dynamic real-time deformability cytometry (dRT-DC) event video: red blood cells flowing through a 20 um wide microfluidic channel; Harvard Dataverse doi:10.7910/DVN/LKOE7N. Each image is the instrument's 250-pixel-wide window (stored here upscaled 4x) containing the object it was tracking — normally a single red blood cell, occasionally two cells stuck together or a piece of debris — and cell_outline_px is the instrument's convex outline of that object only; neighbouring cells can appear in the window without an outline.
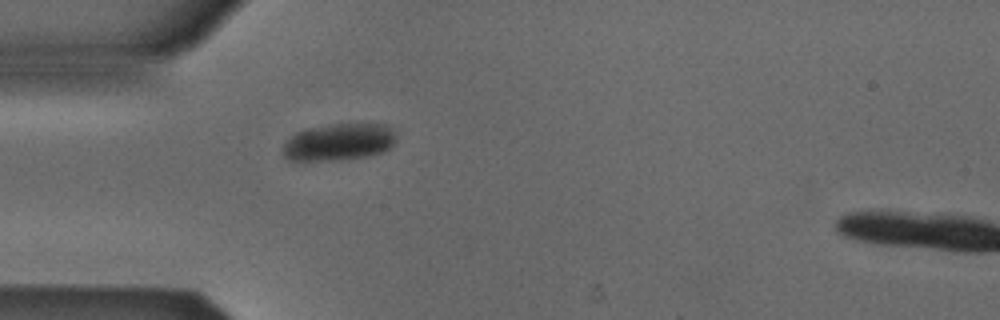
{"species": "Egyptian fruit bat (a non-hibernating species)", "species_latin": "Rousettus aegyptiacus", "temperature_condition": "cold", "stored_images_in_passage": 39, "camera_frame_rate_fps": 3000, "um_per_image_px": 0.085, "animal": {"sex": "male"}, "frame": {"image": 1, "passage_image": 1, "time_ms": 0.0, "image_size_px": [1000, 320], "cell_outline_px": [[396, 140], [388, 148], [380, 152], [368, 156], [336, 160], [292, 160], [284, 152], [284, 144], [292, 136], [308, 128], [328, 124], [388, 124], [396, 132]], "centroid_in_image_um": [28.88, 12.05], "position_along_channel_um": 56.1, "area_um2": 24.04}}
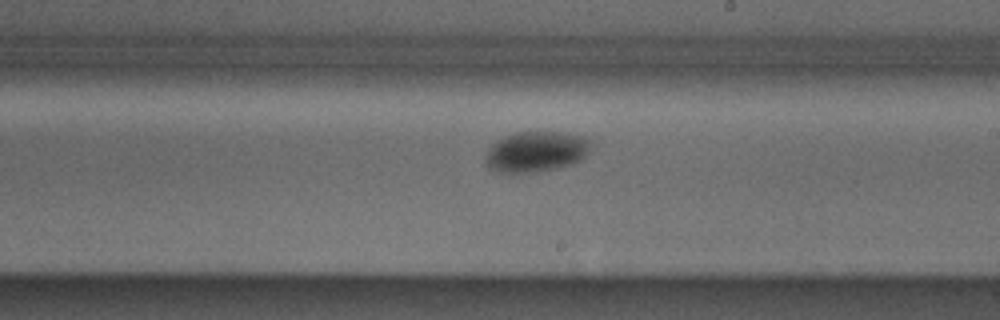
{"frame": {"image": 2, "passage_image": 16, "time_ms": 5.0, "image_size_px": [1000, 320], "cell_outline_px": [[588, 152], [580, 160], [556, 168], [536, 172], [500, 172], [488, 168], [484, 160], [484, 156], [488, 148], [492, 144], [504, 136], [516, 132], [560, 132], [580, 136], [588, 140]], "centroid_in_image_um": [45.48, 12.89], "position_along_channel_um": 243.5, "area_um2": 24.57}}
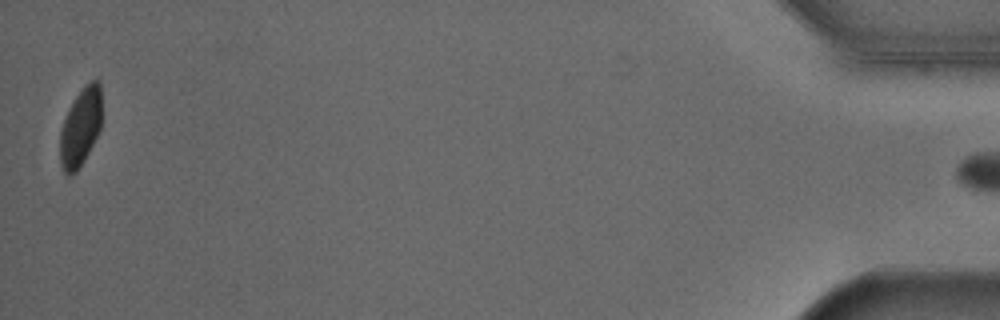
{"frame": {"image": 3, "passage_image": 38, "time_ms": 12.333, "image_size_px": [1000, 320], "cell_outline_px": [[100, 128], [88, 152], [76, 172], [68, 176], [64, 172], [60, 164], [60, 132], [64, 120], [76, 96], [92, 80], [100, 80]], "centroid_in_image_um": [6.82, 10.86], "position_along_channel_um": 428.4, "area_um2": 18.32}, "authors_computed_cell_mechanics": {"area_um2": 24.1604, "velocity_mm_per_s": 3.8577, "shape_relaxation_time_tau1_ms": 3.2107, "shape_relaxation_time_tau2_ms": null, "deformation_change_tau1": 0.0761, "deformation_change_tau2": null}}